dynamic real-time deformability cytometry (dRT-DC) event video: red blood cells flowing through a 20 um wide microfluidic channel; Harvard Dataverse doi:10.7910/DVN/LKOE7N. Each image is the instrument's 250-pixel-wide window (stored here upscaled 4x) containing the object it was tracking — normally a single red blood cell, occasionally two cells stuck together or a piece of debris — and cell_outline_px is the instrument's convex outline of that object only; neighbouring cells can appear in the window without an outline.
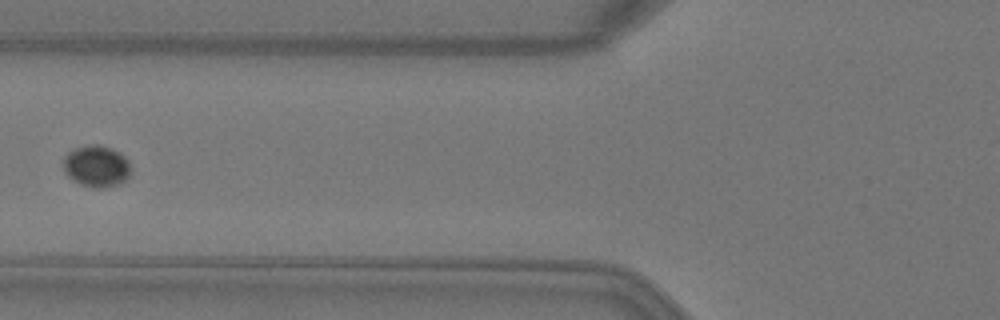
{"species": "Egyptian fruit bat (a non-hibernating species)", "species_latin": "Rousettus aegyptiacus", "temperature_condition": "warm", "stored_images_in_passage": 7, "camera_frame_rate_fps": 3000, "um_per_image_px": 0.085, "animal": {"sex": "female"}, "frame": {"image": 1, "passage_image": 6, "time_ms": 1.667, "image_size_px": [1000, 320], "cell_outline_px": [[132, 172], [120, 184], [104, 188], [92, 188], [80, 184], [72, 180], [64, 172], [64, 156], [68, 152], [76, 148], [88, 144], [100, 144], [112, 148], [120, 152], [128, 160]], "centroid_in_image_um": [8.21, 14.12], "position_along_channel_um": 117.6, "area_um2": 16.65}}